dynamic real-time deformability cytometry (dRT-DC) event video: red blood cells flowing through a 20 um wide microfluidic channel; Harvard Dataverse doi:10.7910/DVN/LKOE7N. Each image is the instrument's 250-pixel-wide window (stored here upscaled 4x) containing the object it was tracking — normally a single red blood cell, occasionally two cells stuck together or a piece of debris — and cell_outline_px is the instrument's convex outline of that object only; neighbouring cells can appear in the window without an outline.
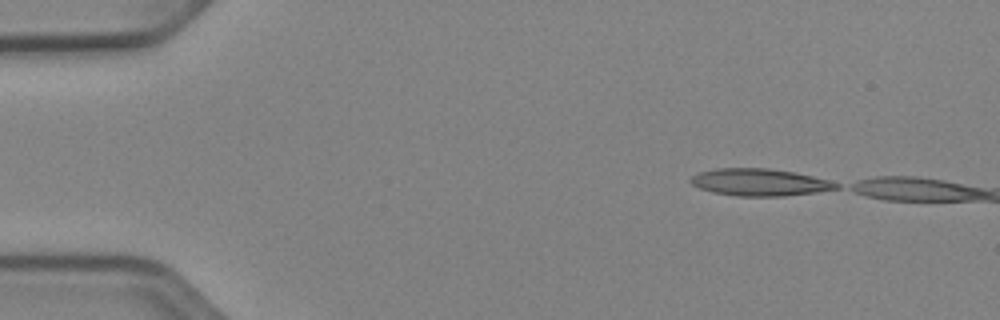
{"species": "Egyptian fruit bat (a non-hibernating species)", "species_latin": "Rousettus aegyptiacus", "temperature_condition": "cold", "stored_images_in_passage": 8, "camera_frame_rate_fps": 3000, "um_per_image_px": 0.085, "animal": {"sex": "female"}, "frame": {"image": 1, "passage_image": 1, "time_ms": 0.0, "image_size_px": [1000, 320], "cell_outline_px": [[840, 188], [816, 192], [784, 196], [736, 196], [712, 192], [700, 188], [692, 184], [688, 180], [692, 176], [700, 172], [716, 168], [768, 168], [792, 172], [812, 176], [828, 180], [840, 184]], "centroid_in_image_um": [64.55, 15.49], "position_along_channel_um": 20.4, "area_um2": 22.95}}